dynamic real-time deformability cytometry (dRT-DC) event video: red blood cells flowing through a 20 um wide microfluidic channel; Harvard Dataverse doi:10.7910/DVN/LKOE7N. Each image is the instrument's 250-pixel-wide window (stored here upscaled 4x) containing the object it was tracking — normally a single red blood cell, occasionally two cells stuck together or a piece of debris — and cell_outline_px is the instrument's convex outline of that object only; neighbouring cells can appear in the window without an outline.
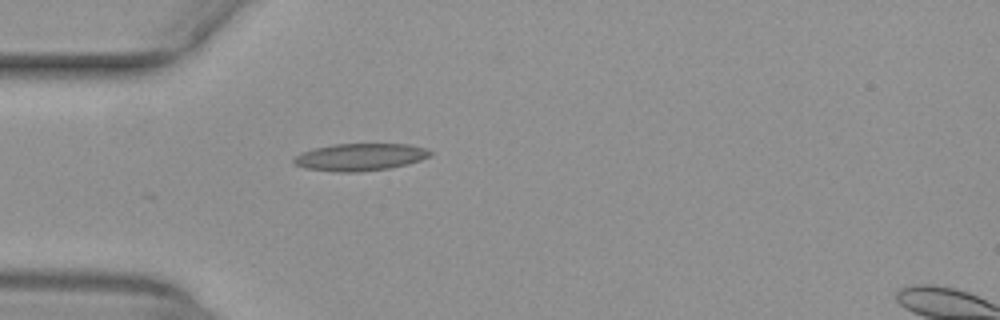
{"species": "common noctule bat (a hibernating species)", "species_latin": "Nyctalus noctula", "temperature_condition": "warm", "stored_images_in_passage": 9, "camera_frame_rate_fps": 3000, "um_per_image_px": 0.085, "animal": {"sex": "female", "body_mass_g": 29.2, "forearm_length_mm": 56.3}, "frame": {"image": 1, "passage_image": 2, "time_ms": 0.333, "image_size_px": [1000, 320], "cell_outline_px": [[432, 152], [428, 156], [420, 160], [388, 168], [360, 172], [332, 172], [304, 168], [296, 164], [292, 160], [300, 152], [312, 148], [332, 144], [408, 144], [428, 148]], "centroid_in_image_um": [30.56, 13.34], "position_along_channel_um": 54.4, "area_um2": 21.73}}
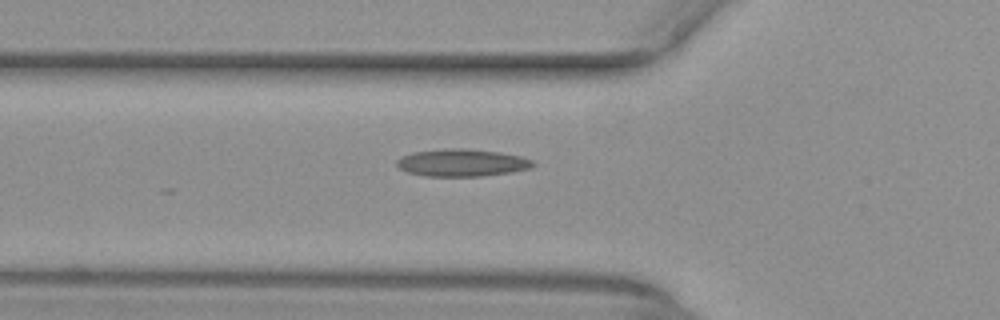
{"frame": {"image": 2, "passage_image": 5, "time_ms": 1.333, "image_size_px": [1000, 320], "cell_outline_px": [[536, 164], [532, 168], [512, 172], [484, 176], [424, 176], [408, 172], [400, 168], [396, 164], [396, 160], [412, 152], [448, 148], [464, 148], [500, 152], [520, 156], [532, 160]], "centroid_in_image_um": [39.3, 13.83], "position_along_channel_um": 86.5, "area_um2": 21.79}}